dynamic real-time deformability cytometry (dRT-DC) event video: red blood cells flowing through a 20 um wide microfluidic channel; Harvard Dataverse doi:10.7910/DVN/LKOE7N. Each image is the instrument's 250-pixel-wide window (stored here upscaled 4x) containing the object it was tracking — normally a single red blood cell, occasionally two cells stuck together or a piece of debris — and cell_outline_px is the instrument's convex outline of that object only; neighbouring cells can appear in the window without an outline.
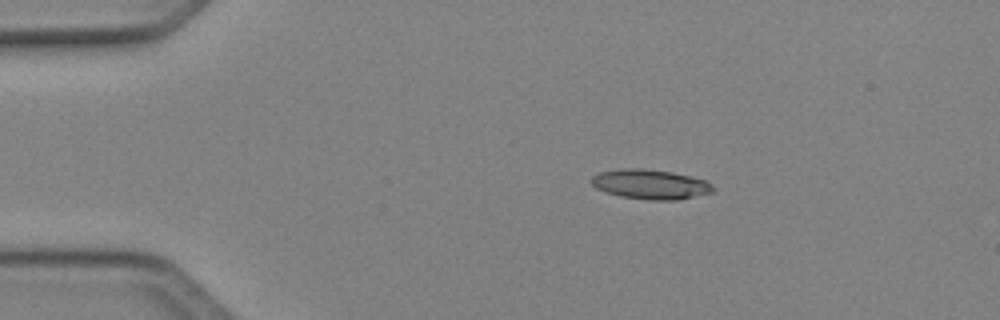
{"species": "Egyptian fruit bat (a non-hibernating species)", "species_latin": "Rousettus aegyptiacus", "temperature_condition": "cold", "stored_images_in_passage": 41, "camera_frame_rate_fps": 3000, "um_per_image_px": 0.085, "animal": {"sex": "female"}, "frame": {"image": 1, "passage_image": 1, "time_ms": 0.0, "image_size_px": [1000, 320], "cell_outline_px": [[716, 188], [712, 192], [680, 200], [648, 200], [620, 196], [596, 188], [588, 180], [592, 176], [600, 172], [624, 168], [640, 168], [672, 172], [704, 180], [712, 184]], "centroid_in_image_um": [55.28, 15.67], "position_along_channel_um": 29.7, "area_um2": 21.04}}
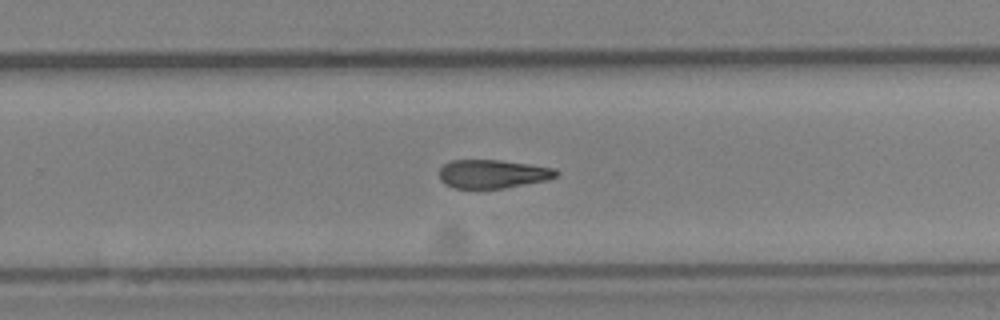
{"frame": {"image": 2, "passage_image": 24, "time_ms": 7.667, "image_size_px": [1000, 320], "cell_outline_px": [[560, 172], [556, 176], [548, 180], [504, 188], [452, 188], [444, 184], [440, 180], [440, 168], [444, 164], [452, 160], [500, 160], [556, 168]], "centroid_in_image_um": [41.89, 14.78], "position_along_channel_um": 287.9, "area_um2": 19.54}}
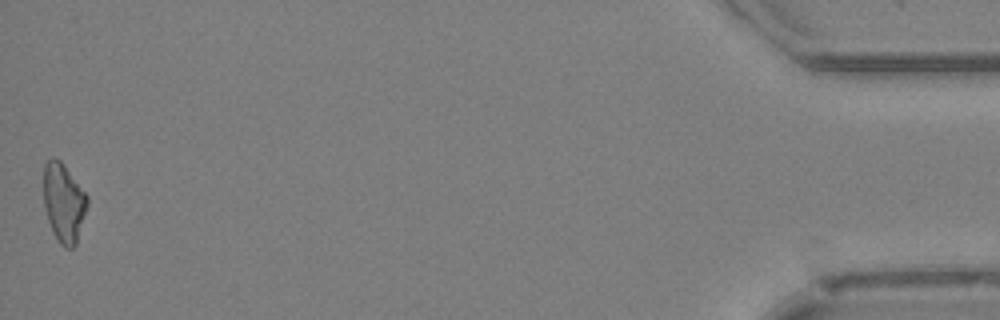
{"frame": {"image": 3, "passage_image": 41, "time_ms": 13.333, "image_size_px": [1000, 320], "cell_outline_px": [[88, 204], [76, 244], [72, 248], [64, 248], [60, 244], [52, 232], [44, 208], [44, 164], [52, 156], [60, 160], [64, 164], [88, 196]], "centroid_in_image_um": [5.41, 17.22], "position_along_channel_um": 429.8, "area_um2": 20.17}, "authors_computed_cell_mechanics": {"area_um2": 20.4034, "velocity_mm_per_s": 4.1458, "shape_relaxation_time_tau1_ms": 10.9071, "shape_relaxation_time_tau2_ms": null, "deformation_change_tau1": 0.2533, "deformation_change_tau2": null}}